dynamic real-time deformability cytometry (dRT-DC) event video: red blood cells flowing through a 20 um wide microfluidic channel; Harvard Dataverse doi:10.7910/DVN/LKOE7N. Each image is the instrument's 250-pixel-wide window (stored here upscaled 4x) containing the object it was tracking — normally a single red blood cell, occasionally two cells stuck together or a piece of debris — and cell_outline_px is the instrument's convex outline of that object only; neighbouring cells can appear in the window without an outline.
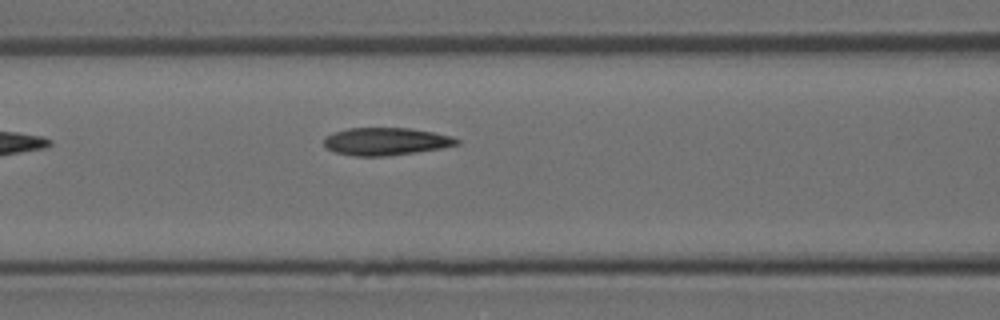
{"species": "Egyptian fruit bat (a non-hibernating species)", "species_latin": "Rousettus aegyptiacus", "temperature_condition": "room temperature", "stored_images_in_passage": 6, "camera_frame_rate_fps": 3000, "um_per_image_px": 0.085, "animal": {"sex": "female"}, "frame": {"image": 1, "passage_image": 6, "time_ms": 5.667, "image_size_px": [1000, 320], "cell_outline_px": [[460, 144], [440, 148], [416, 152], [384, 156], [356, 156], [336, 152], [328, 148], [324, 144], [324, 136], [348, 128], [408, 128], [432, 132], [452, 136], [460, 140]], "centroid_in_image_um": [32.81, 12.02], "position_along_channel_um": 133.8, "area_um2": 21.15}}